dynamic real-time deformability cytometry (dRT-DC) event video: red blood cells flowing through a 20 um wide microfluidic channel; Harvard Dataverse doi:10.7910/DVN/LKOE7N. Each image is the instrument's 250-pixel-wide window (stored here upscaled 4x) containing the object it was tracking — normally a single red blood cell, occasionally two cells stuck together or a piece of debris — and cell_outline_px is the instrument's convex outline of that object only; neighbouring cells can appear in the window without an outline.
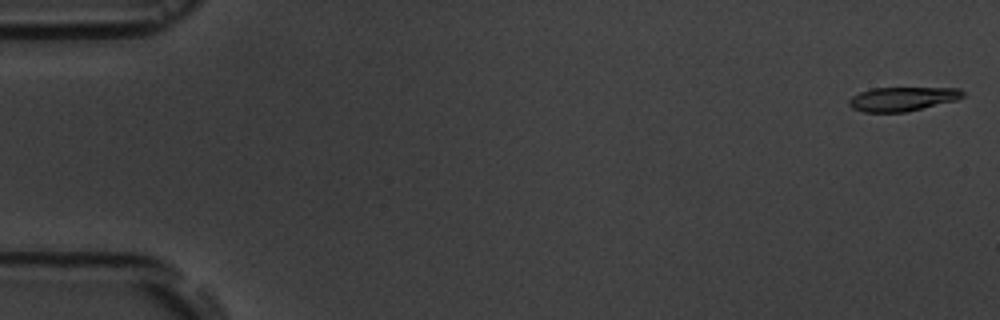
{"species": "common noctule bat (a hibernating species)", "species_latin": "Nyctalus noctula", "temperature_condition": "room temperature", "stored_images_in_passage": 7, "camera_frame_rate_fps": 3000, "um_per_image_px": 0.085, "animal": {"sex": "male", "body_mass_g": 19.5, "forearm_length_mm": 54.6}, "frame": {"image": 1, "passage_image": 1, "time_ms": 0.0, "image_size_px": [1000, 320], "cell_outline_px": [[964, 96], [956, 100], [904, 112], [864, 112], [852, 108], [848, 104], [848, 100], [852, 96], [860, 92], [872, 88], [960, 88], [964, 92]], "centroid_in_image_um": [76.68, 8.4], "position_along_channel_um": 8.3, "area_um2": 15.84}}
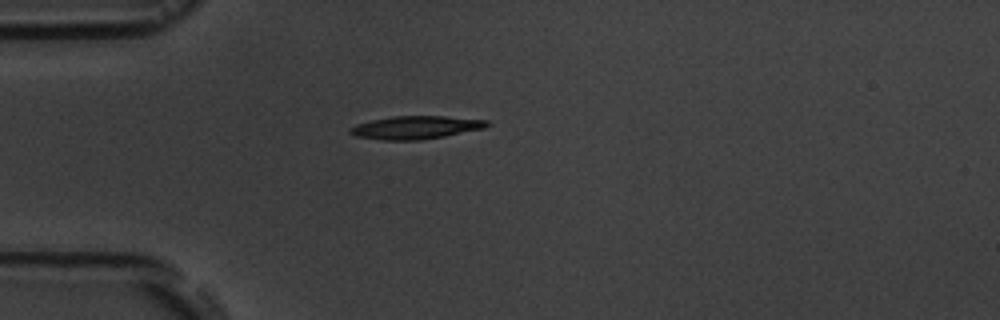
{"frame": {"image": 2, "passage_image": 5, "time_ms": 4.667, "image_size_px": [1000, 320], "cell_outline_px": [[492, 124], [484, 128], [444, 136], [420, 140], [384, 140], [356, 136], [348, 132], [348, 128], [356, 124], [372, 120], [392, 116], [444, 116], [488, 120]], "centroid_in_image_um": [35.33, 10.83], "position_along_channel_um": 49.7, "area_um2": 18.38}}
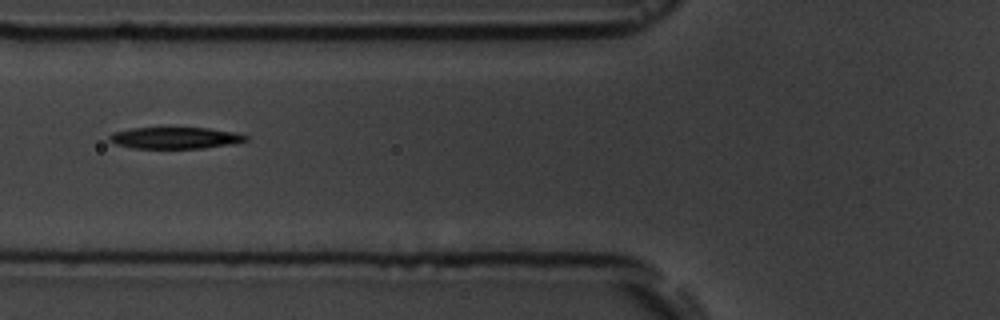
{"frame": {"image": 3, "passage_image": 7, "time_ms": 6.667, "image_size_px": [1000, 320], "cell_outline_px": [[248, 140], [232, 144], [200, 148], [132, 148], [116, 144], [108, 140], [108, 136], [112, 132], [132, 128], [208, 128], [236, 132], [248, 136]], "centroid_in_image_um": [14.87, 11.72], "position_along_channel_um": 110.9, "area_um2": 17.11}}